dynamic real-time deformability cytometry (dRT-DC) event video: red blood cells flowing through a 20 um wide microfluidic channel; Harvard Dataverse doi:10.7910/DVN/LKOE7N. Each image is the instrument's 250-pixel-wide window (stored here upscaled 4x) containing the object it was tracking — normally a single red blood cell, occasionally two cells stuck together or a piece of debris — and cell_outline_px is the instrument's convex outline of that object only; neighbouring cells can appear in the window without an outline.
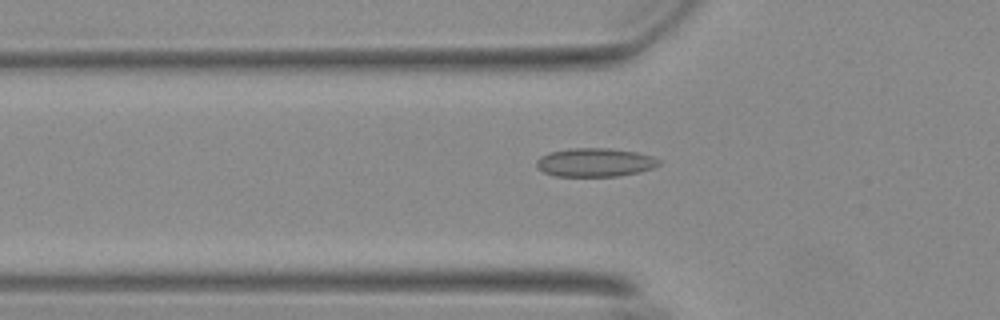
{"species": "Egyptian fruit bat (a non-hibernating species)", "species_latin": "Rousettus aegyptiacus", "temperature_condition": "warm", "stored_images_in_passage": 54, "camera_frame_rate_fps": 3000, "um_per_image_px": 0.085, "animal": {"sex": "female"}, "frame": {"image": 1, "passage_image": 19, "time_ms": 6.0, "image_size_px": [1000, 320], "cell_outline_px": [[660, 164], [652, 168], [640, 172], [620, 176], [556, 176], [544, 172], [536, 168], [536, 160], [540, 156], [548, 152], [568, 148], [608, 148], [636, 152], [652, 156], [660, 160]], "centroid_in_image_um": [50.54, 13.8], "position_along_channel_um": 75.3, "area_um2": 20.58}}
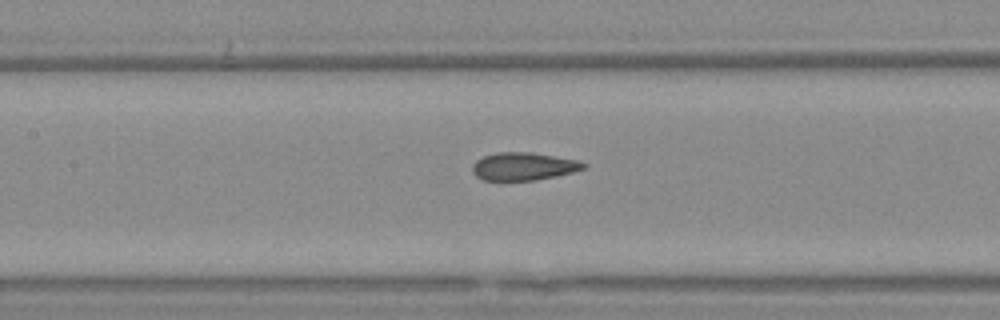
{"frame": {"image": 2, "passage_image": 26, "time_ms": 8.333, "image_size_px": [1000, 320], "cell_outline_px": [[588, 168], [556, 176], [536, 180], [484, 180], [476, 176], [472, 172], [472, 164], [476, 160], [484, 156], [496, 152], [532, 152], [576, 160], [588, 164]], "centroid_in_image_um": [44.5, 14.14], "position_along_channel_um": 162.9, "area_um2": 18.09}}
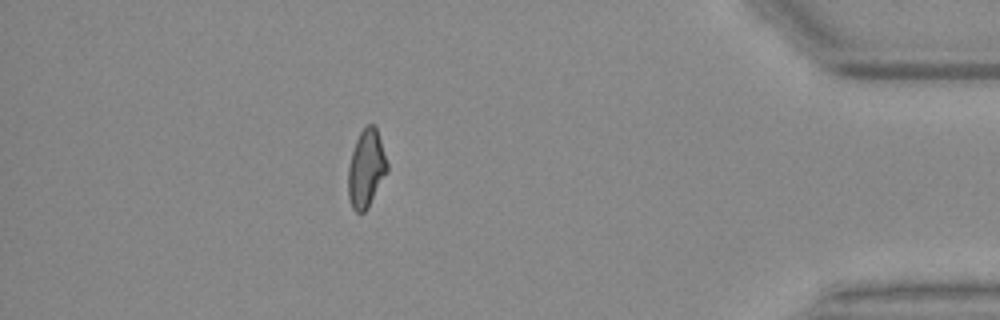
{"frame": {"image": 3, "passage_image": 49, "time_ms": 16.0, "image_size_px": [1000, 320], "cell_outline_px": [[388, 172], [368, 208], [364, 212], [356, 212], [352, 208], [348, 196], [348, 168], [352, 152], [356, 140], [360, 132], [368, 124], [372, 124], [376, 128], [388, 164]], "centroid_in_image_um": [31.13, 14.37], "position_along_channel_um": 404.1, "area_um2": 17.63}}